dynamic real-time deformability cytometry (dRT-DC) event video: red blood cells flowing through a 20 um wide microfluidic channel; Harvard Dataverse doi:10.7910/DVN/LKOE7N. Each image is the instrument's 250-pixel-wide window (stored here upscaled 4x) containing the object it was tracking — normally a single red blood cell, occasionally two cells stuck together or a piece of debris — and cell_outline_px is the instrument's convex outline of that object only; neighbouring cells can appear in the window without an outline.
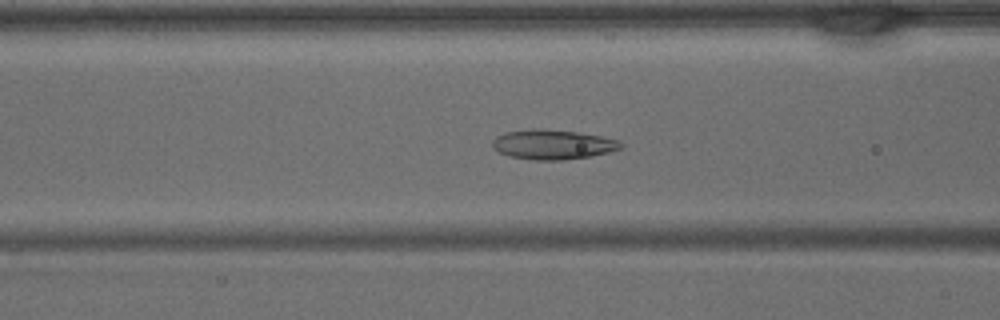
{"species": "common noctule bat (a hibernating species)", "species_latin": "Nyctalus noctula", "temperature_condition": "warm", "stored_images_in_passage": 29, "camera_frame_rate_fps": 3000, "um_per_image_px": 0.085, "animal": {"sex": "male", "body_mass_g": 15.6}, "frame": {"image": 1, "passage_image": 4, "time_ms": 1.0, "image_size_px": [1000, 320], "cell_outline_px": [[624, 144], [620, 148], [608, 152], [588, 156], [564, 160], [532, 160], [508, 156], [492, 148], [492, 140], [496, 136], [504, 132], [532, 128], [544, 128], [580, 132], [620, 140]], "centroid_in_image_um": [46.95, 12.26], "position_along_channel_um": 119.7, "area_um2": 22.48}}
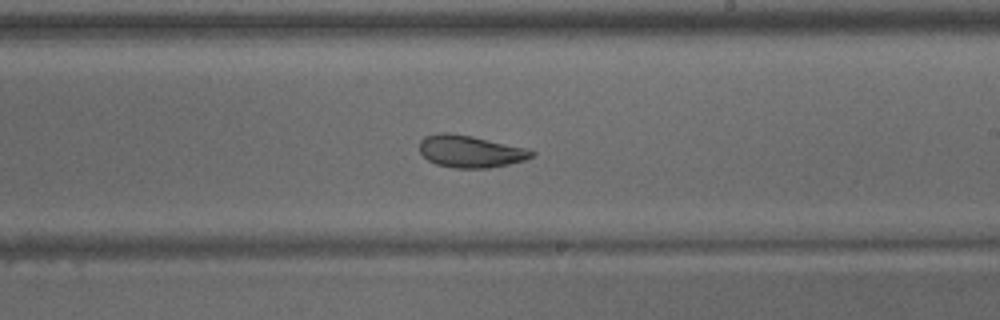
{"frame": {"image": 2, "passage_image": 12, "time_ms": 3.667, "image_size_px": [1000, 320], "cell_outline_px": [[536, 152], [532, 156], [524, 160], [508, 164], [488, 168], [456, 168], [436, 164], [428, 160], [420, 152], [420, 140], [424, 136], [436, 132], [448, 132], [472, 136], [528, 148]], "centroid_in_image_um": [39.96, 12.85], "position_along_channel_um": 249.0, "area_um2": 21.1}}
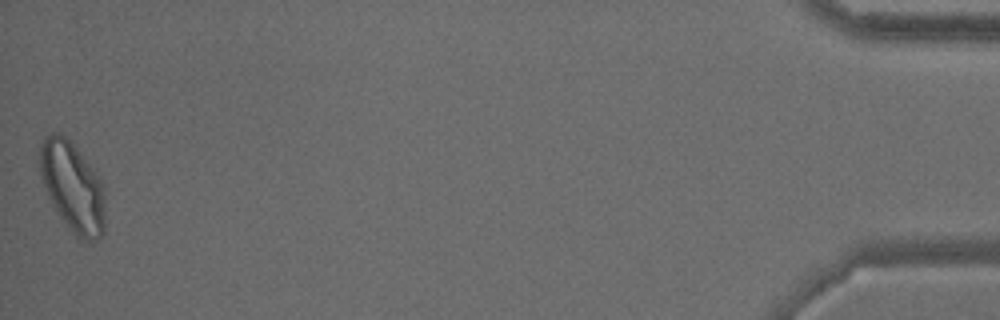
{"frame": {"image": 3, "passage_image": 29, "time_ms": 9.333, "image_size_px": [1000, 320], "cell_outline_px": [[104, 232], [92, 244], [88, 244], [80, 240], [76, 236], [64, 220], [56, 208], [44, 184], [40, 172], [40, 144], [44, 136], [52, 132], [60, 132], [76, 148], [92, 168], [100, 180], [104, 188]], "centroid_in_image_um": [6.19, 15.9], "position_along_channel_um": 429.0, "area_um2": 33.58}}